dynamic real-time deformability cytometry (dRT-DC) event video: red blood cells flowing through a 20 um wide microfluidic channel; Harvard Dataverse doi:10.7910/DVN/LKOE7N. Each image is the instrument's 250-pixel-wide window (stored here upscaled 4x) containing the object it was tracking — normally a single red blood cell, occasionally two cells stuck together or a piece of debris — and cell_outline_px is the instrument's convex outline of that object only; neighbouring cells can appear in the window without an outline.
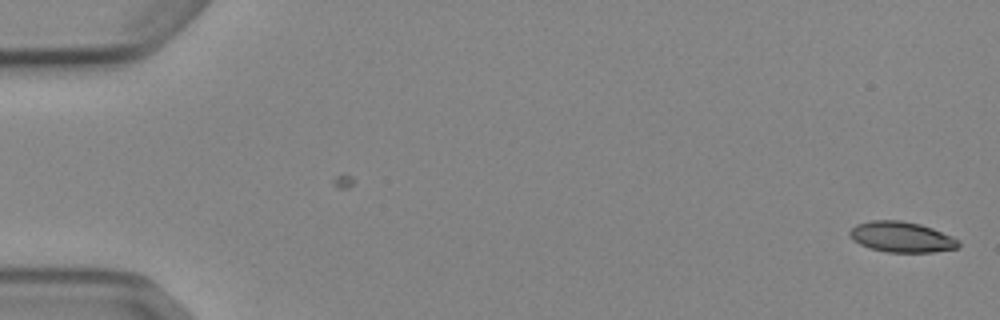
{"species": "Egyptian fruit bat (a non-hibernating species)", "species_latin": "Rousettus aegyptiacus", "temperature_condition": "cold", "stored_images_in_passage": 2, "camera_frame_rate_fps": 3000, "um_per_image_px": 0.085, "animal": {"sex": "female"}, "frame": {"image": 1, "passage_image": 2, "time_ms": 1.333, "image_size_px": [1000, 320], "cell_outline_px": [[960, 248], [932, 252], [888, 252], [872, 248], [860, 244], [852, 240], [848, 236], [848, 232], [856, 224], [872, 220], [900, 220], [920, 224], [932, 228], [952, 236], [960, 240]], "centroid_in_image_um": [76.64, 20.14], "position_along_channel_um": 8.4, "area_um2": 19.48}}